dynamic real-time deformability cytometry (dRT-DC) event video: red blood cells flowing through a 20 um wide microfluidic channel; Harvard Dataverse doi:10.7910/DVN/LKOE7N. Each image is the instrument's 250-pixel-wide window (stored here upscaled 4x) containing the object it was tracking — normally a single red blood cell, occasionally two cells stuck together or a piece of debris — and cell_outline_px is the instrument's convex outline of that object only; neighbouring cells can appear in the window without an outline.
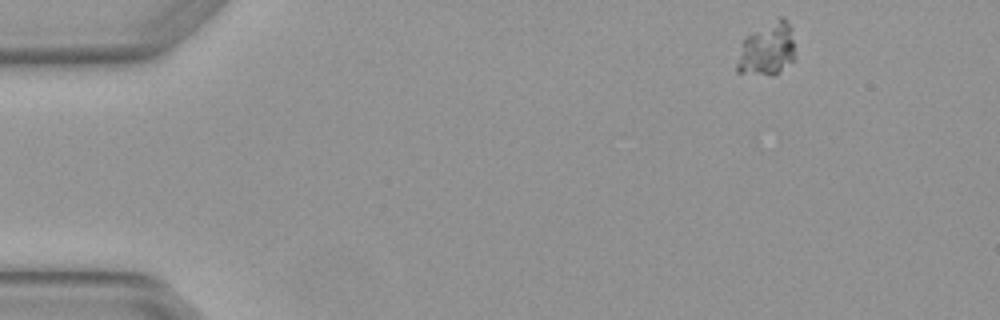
{"species": "Egyptian fruit bat (a non-hibernating species)", "species_latin": "Rousettus aegyptiacus", "temperature_condition": "warm", "stored_images_in_passage": 4, "camera_frame_rate_fps": 3000, "um_per_image_px": 0.085, "animal": {"sex": "female"}, "frame": {"image": 1, "passage_image": 1, "time_ms": 0.0, "image_size_px": [1000, 320], "cell_outline_px": [[796, 56], [776, 76], [772, 76], [736, 72], [736, 64], [744, 40], [748, 36], [780, 16], [784, 16], [788, 20], [792, 28]], "centroid_in_image_um": [65.26, 4.2], "position_along_channel_um": 19.7, "area_um2": 17.98}}
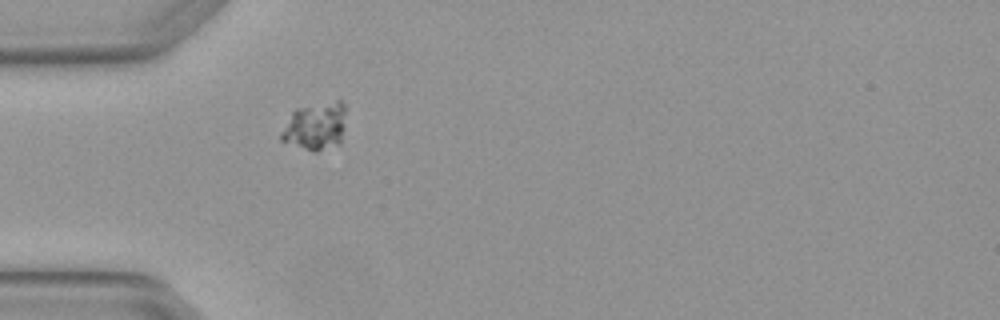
{"frame": {"image": 2, "passage_image": 4, "time_ms": 1.0, "image_size_px": [1000, 320], "cell_outline_px": [[344, 128], [340, 144], [316, 152], [312, 152], [280, 140], [280, 132], [292, 112], [296, 108], [336, 100], [344, 100]], "centroid_in_image_um": [26.81, 10.74], "position_along_channel_um": 58.2, "area_um2": 18.15}}